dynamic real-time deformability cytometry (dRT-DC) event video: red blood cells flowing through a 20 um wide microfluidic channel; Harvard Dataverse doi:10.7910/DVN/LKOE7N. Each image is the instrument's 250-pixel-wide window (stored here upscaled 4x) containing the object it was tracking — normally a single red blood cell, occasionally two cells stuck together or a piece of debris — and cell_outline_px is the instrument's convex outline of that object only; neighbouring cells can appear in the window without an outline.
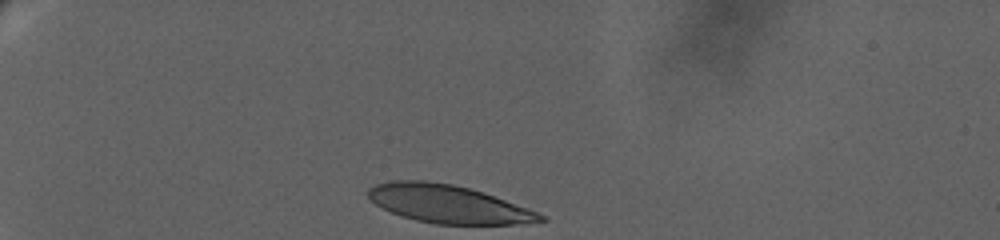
{"species": "human", "species_latin": "Homo sapiens", "temperature_condition": "warm", "stored_images_in_passage": 14, "camera_frame_rate_fps": 3000, "um_per_image_px": 0.085, "donor": {"sex": "female"}, "frame": {"image": 1, "passage_image": 1, "time_ms": 0.0, "image_size_px": [1000, 240], "cell_outline_px": [[548, 220], [524, 224], [436, 224], [416, 220], [400, 216], [380, 208], [368, 196], [368, 188], [376, 184], [392, 180], [424, 180], [452, 184], [484, 192], [528, 208], [548, 216]], "centroid_in_image_um": [38.12, 17.34], "position_along_channel_um": 46.9, "area_um2": 38.44}}
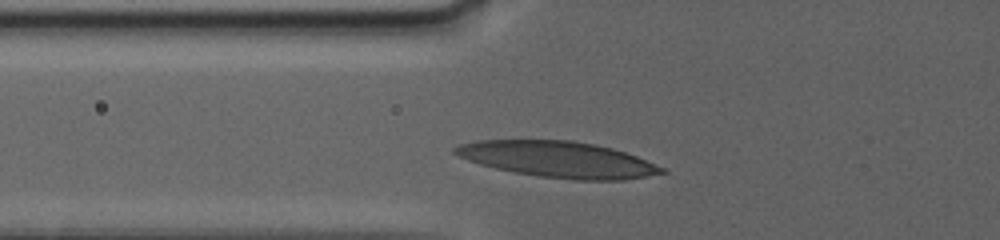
{"frame": {"image": 2, "passage_image": 10, "time_ms": 3.0, "image_size_px": [1000, 240], "cell_outline_px": [[668, 172], [624, 180], [576, 180], [536, 176], [496, 168], [480, 164], [468, 160], [452, 152], [452, 148], [460, 144], [476, 140], [572, 140], [596, 144], [612, 148], [636, 156], [668, 168]], "centroid_in_image_um": [47.47, 13.55], "position_along_channel_um": 78.3, "area_um2": 43.52}}